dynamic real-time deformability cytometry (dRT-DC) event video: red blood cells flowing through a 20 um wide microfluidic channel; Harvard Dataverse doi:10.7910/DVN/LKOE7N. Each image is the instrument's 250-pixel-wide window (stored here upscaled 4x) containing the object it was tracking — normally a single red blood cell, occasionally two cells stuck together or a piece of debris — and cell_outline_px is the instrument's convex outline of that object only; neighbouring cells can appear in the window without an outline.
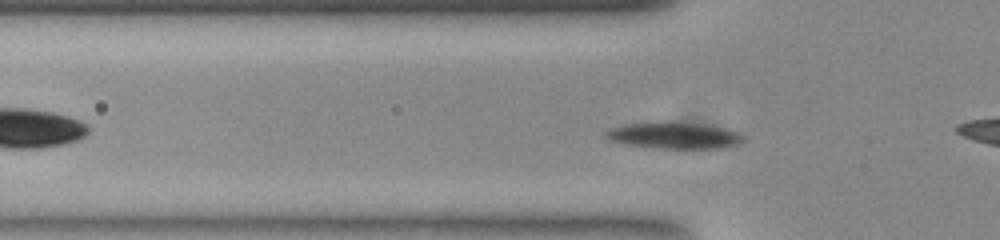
{"species": "common noctule bat (a hibernating species)", "species_latin": "Nyctalus noctula", "temperature_condition": "room temperature", "stored_images_in_passage": 49, "camera_frame_rate_fps": 3000, "um_per_image_px": 0.085, "animal": {"sex": "female", "body_mass_g": 23.0, "forearm_length_mm": 53.4}, "frame": {"image": 1, "passage_image": 10, "time_ms": 3.0, "image_size_px": [1000, 240], "cell_outline_px": [[740, 140], [732, 144], [708, 148], [664, 148], [632, 144], [612, 140], [604, 132], [612, 128], [628, 124], [664, 120], [704, 124], [724, 128], [740, 136]], "centroid_in_image_um": [57.2, 11.47], "position_along_channel_um": 68.6, "area_um2": 20.17}}
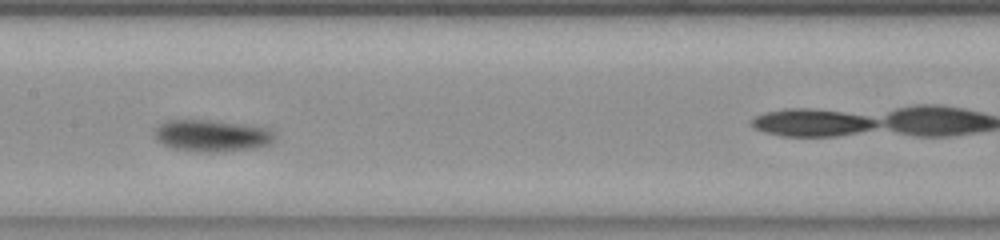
{"frame": {"image": 2, "passage_image": 20, "time_ms": 6.333, "image_size_px": [1000, 240], "cell_outline_px": [[272, 136], [264, 144], [244, 148], [208, 152], [204, 152], [176, 148], [164, 144], [156, 136], [156, 128], [168, 120], [204, 120], [260, 128], [268, 132]], "centroid_in_image_um": [17.82, 11.52], "position_along_channel_um": 189.6, "area_um2": 20.17}}
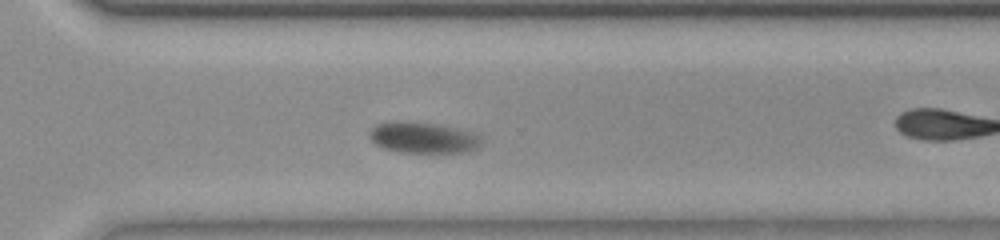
{"frame": {"image": 3, "passage_image": 32, "time_ms": 10.333, "image_size_px": [1000, 240], "cell_outline_px": [[480, 140], [472, 148], [460, 152], [400, 152], [384, 148], [376, 144], [368, 136], [368, 132], [376, 124], [388, 120], [404, 120], [436, 124], [472, 132], [480, 136]], "centroid_in_image_um": [35.82, 11.66], "position_along_channel_um": 334.8, "area_um2": 20.0}}